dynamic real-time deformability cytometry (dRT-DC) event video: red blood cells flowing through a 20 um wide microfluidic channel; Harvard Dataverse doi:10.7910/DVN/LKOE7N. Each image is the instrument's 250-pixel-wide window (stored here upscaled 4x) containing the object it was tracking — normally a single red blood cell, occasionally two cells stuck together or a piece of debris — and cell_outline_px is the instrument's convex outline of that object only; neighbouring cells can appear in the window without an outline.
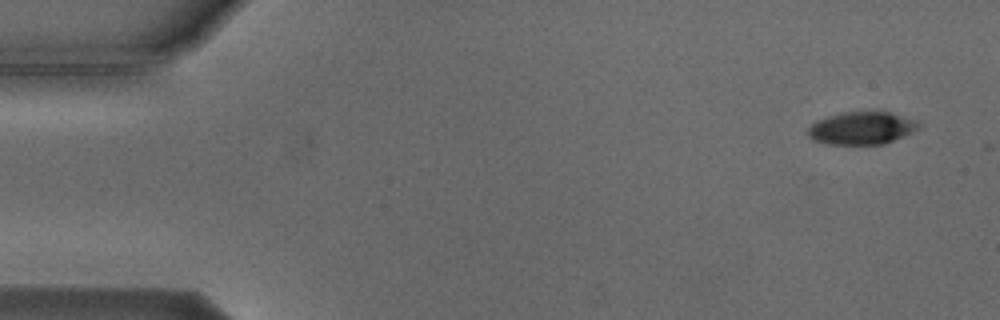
{"species": "Egyptian fruit bat (a non-hibernating species)", "species_latin": "Rousettus aegyptiacus", "temperature_condition": "cold", "stored_images_in_passage": 2, "camera_frame_rate_fps": 3000, "um_per_image_px": 0.085, "animal": {"sex": "male"}, "frame": {"image": 1, "passage_image": 1, "time_ms": 0.0, "image_size_px": [1000, 320], "cell_outline_px": [[920, 128], [912, 132], [884, 144], [828, 144], [812, 140], [808, 136], [808, 128], [816, 120], [828, 116], [844, 112], [888, 112], [916, 120], [920, 124]], "centroid_in_image_um": [73.22, 10.89], "position_along_channel_um": 11.8, "area_um2": 20.92}}